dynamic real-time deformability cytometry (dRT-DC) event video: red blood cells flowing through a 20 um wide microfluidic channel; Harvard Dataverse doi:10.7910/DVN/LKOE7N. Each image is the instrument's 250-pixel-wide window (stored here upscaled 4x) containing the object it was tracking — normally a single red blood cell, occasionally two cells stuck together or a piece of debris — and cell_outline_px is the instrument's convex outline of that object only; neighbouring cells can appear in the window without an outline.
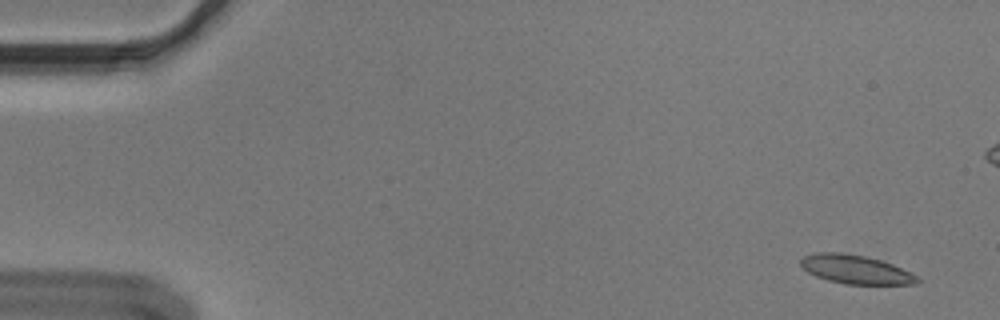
{"species": "Egyptian fruit bat (a non-hibernating species)", "species_latin": "Rousettus aegyptiacus", "temperature_condition": "cold", "stored_images_in_passage": 54, "camera_frame_rate_fps": 3000, "um_per_image_px": 0.085, "animal": {"sex": "male"}, "frame": {"image": 1, "passage_image": 1, "time_ms": 0.0, "image_size_px": [1000, 320], "cell_outline_px": [[920, 280], [916, 284], [844, 284], [828, 280], [816, 276], [808, 272], [800, 264], [800, 260], [804, 256], [816, 252], [840, 252], [864, 256], [880, 260], [892, 264], [920, 276]], "centroid_in_image_um": [72.74, 22.9], "position_along_channel_um": 12.3, "area_um2": 19.54}}
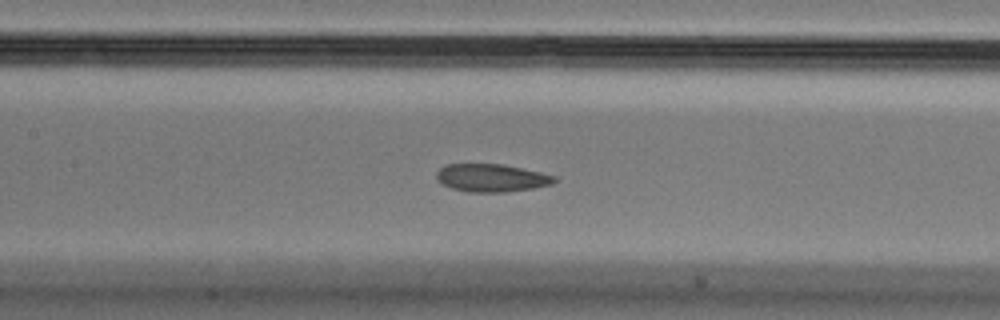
{"frame": {"image": 2, "passage_image": 24, "time_ms": 7.667, "image_size_px": [1000, 320], "cell_outline_px": [[556, 180], [552, 184], [532, 188], [504, 192], [468, 192], [452, 188], [436, 180], [436, 172], [444, 164], [504, 164], [540, 172], [556, 176]], "centroid_in_image_um": [41.76, 15.11], "position_along_channel_um": 165.6, "area_um2": 19.13}}
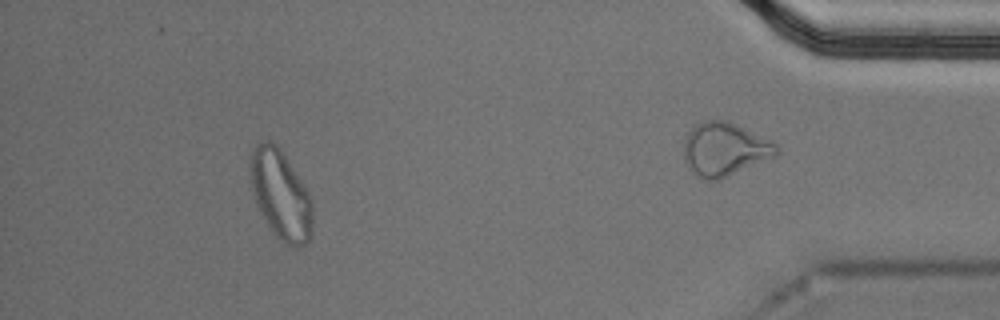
{"frame": {"image": 3, "passage_image": 49, "time_ms": 16.0, "image_size_px": [1000, 320], "cell_outline_px": [[312, 228], [308, 240], [304, 244], [296, 248], [288, 248], [272, 232], [252, 196], [248, 168], [248, 160], [252, 148], [260, 140], [268, 140], [276, 144], [280, 148], [308, 192], [312, 200]], "centroid_in_image_um": [23.81, 16.53], "position_along_channel_um": 411.4, "area_um2": 32.89}, "authors_computed_cell_mechanics": {"area_um2": 20.1433, "velocity_mm_per_s": 3.6156, "shape_relaxation_time_tau1_ms": null, "shape_relaxation_time_tau2_ms": 1.61, "deformation_change_tau1": null, "deformation_change_tau2": 0.0658}}